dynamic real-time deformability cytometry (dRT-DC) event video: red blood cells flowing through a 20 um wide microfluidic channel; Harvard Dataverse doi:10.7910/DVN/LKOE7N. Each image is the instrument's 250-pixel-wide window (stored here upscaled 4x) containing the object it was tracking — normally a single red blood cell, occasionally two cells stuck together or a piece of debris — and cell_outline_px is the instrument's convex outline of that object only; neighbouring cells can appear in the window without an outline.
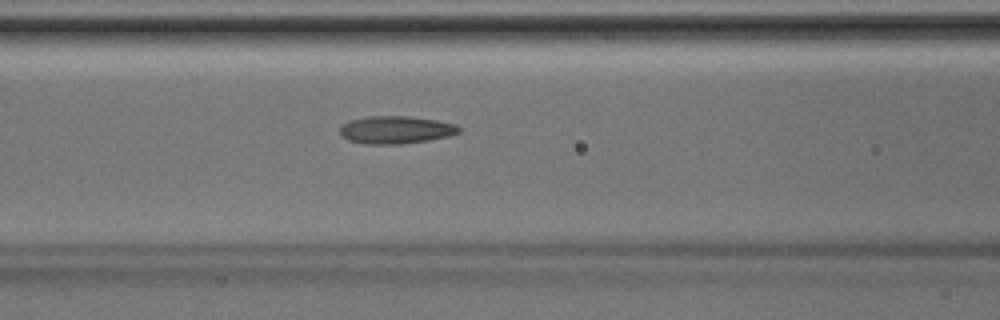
{"species": "Egyptian fruit bat (a non-hibernating species)", "species_latin": "Rousettus aegyptiacus", "temperature_condition": "room temperature", "stored_images_in_passage": 27, "camera_frame_rate_fps": 3000, "um_per_image_px": 0.085, "animal": {"sex": "male"}, "frame": {"image": 1, "passage_image": 5, "time_ms": 1.333, "image_size_px": [1000, 320], "cell_outline_px": [[460, 132], [448, 136], [428, 140], [396, 144], [368, 144], [348, 140], [340, 136], [340, 128], [348, 120], [368, 116], [408, 116], [436, 120], [456, 124], [460, 128]], "centroid_in_image_um": [33.62, 11.03], "position_along_channel_um": 133.0, "area_um2": 19.13}}
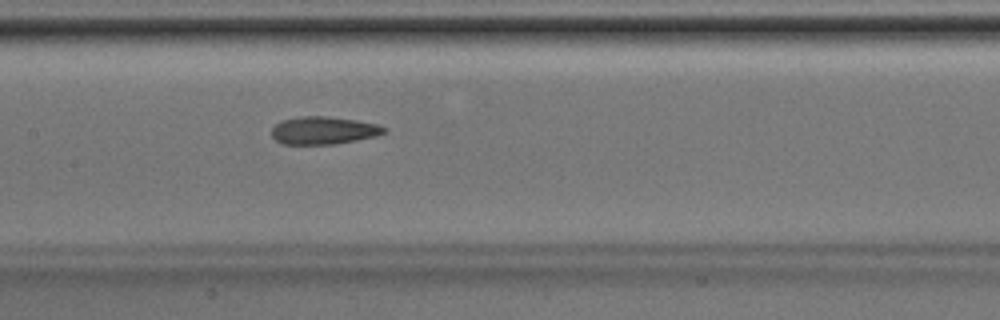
{"frame": {"image": 2, "passage_image": 8, "time_ms": 2.333, "image_size_px": [1000, 320], "cell_outline_px": [[384, 132], [376, 136], [356, 140], [332, 144], [284, 144], [276, 140], [272, 136], [272, 128], [280, 120], [300, 116], [328, 116], [356, 120], [376, 124], [384, 128]], "centroid_in_image_um": [27.45, 11.08], "position_along_channel_um": 180.0, "area_um2": 17.98}}